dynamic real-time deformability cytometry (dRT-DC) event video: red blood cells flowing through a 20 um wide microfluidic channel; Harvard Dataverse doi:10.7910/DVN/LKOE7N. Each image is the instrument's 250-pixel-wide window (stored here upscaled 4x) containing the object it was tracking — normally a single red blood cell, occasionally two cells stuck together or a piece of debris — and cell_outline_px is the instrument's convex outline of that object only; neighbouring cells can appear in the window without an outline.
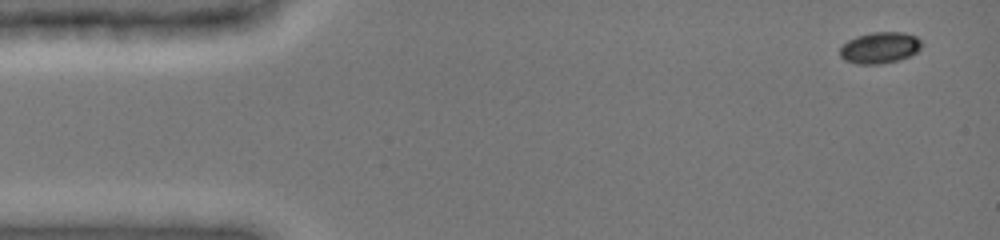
{"species": "common noctule bat (a hibernating species)", "species_latin": "Nyctalus noctula", "temperature_condition": "cold", "stored_images_in_passage": 7, "camera_frame_rate_fps": 3000, "um_per_image_px": 0.085, "animal": {"sex": "female", "body_mass_g": 19.0, "forearm_length_mm": 51.5}, "frame": {"image": 1, "passage_image": 1, "time_ms": 0.0, "image_size_px": [1000, 240], "cell_outline_px": [[920, 48], [916, 52], [900, 60], [880, 64], [856, 64], [844, 60], [840, 56], [840, 48], [848, 40], [856, 36], [872, 32], [904, 32], [916, 36], [920, 40]], "centroid_in_image_um": [74.76, 4.06], "position_along_channel_um": 10.2, "area_um2": 14.91}}
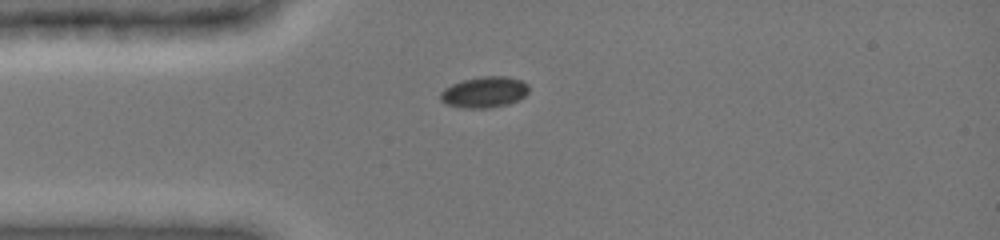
{"frame": {"image": 2, "passage_image": 5, "time_ms": 3.333, "image_size_px": [1000, 240], "cell_outline_px": [[528, 92], [524, 96], [508, 104], [488, 108], [460, 108], [448, 104], [440, 100], [440, 92], [444, 88], [452, 84], [464, 80], [484, 76], [508, 76], [520, 80], [528, 84]], "centroid_in_image_um": [41.16, 7.83], "position_along_channel_um": 43.8, "area_um2": 15.9}}